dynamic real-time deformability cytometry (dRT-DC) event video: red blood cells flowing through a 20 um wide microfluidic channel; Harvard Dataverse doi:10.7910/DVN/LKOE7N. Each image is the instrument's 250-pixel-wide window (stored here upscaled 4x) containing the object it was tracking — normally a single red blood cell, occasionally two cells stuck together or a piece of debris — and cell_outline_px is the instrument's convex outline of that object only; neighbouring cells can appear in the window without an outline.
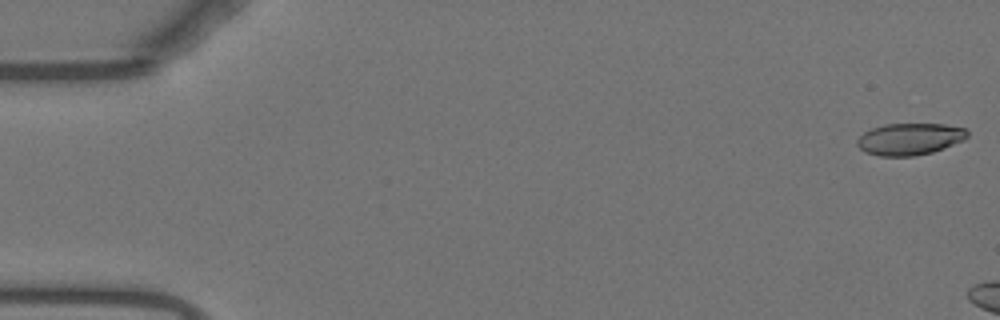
{"species": "Egyptian fruit bat (a non-hibernating species)", "species_latin": "Rousettus aegyptiacus", "temperature_condition": "warm", "stored_images_in_passage": 15, "camera_frame_rate_fps": 3000, "um_per_image_px": 0.085, "animal": {"sex": "female"}, "frame": {"image": 1, "passage_image": 1, "time_ms": 0.0, "image_size_px": [1000, 320], "cell_outline_px": [[968, 136], [964, 140], [944, 148], [932, 152], [916, 156], [880, 156], [864, 152], [856, 144], [856, 140], [864, 132], [872, 128], [884, 124], [944, 124], [968, 128]], "centroid_in_image_um": [77.34, 11.82], "position_along_channel_um": 7.7, "area_um2": 20.63}}